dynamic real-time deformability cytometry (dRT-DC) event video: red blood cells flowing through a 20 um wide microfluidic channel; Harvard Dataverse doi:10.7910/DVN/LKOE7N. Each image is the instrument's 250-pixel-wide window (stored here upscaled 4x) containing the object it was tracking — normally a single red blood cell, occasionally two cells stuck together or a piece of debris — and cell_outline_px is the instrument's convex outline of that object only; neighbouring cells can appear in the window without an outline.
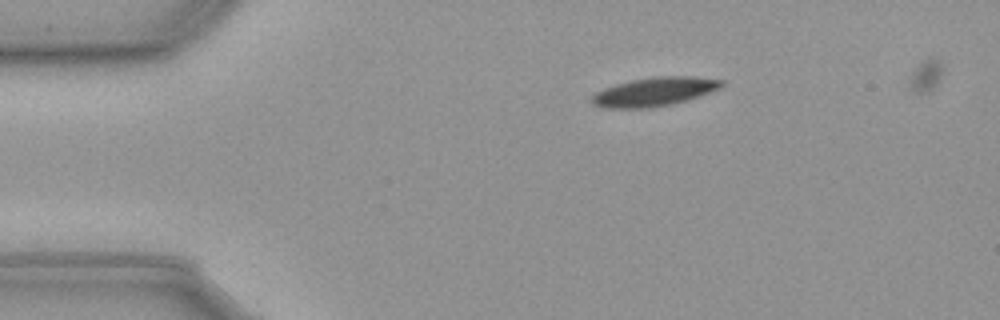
{"species": "common noctule bat (a hibernating species)", "species_latin": "Nyctalus noctula", "temperature_condition": "cold", "stored_images_in_passage": 45, "camera_frame_rate_fps": 3000, "um_per_image_px": 0.085, "animal": {"sex": "male", "body_mass_g": 23.1, "forearm_length_mm": 52.7}, "frame": {"image": 1, "passage_image": 1, "time_ms": 0.0, "image_size_px": [1000, 320], "cell_outline_px": [[724, 84], [720, 88], [688, 100], [672, 104], [648, 108], [604, 108], [592, 104], [588, 100], [596, 92], [604, 88], [616, 84], [632, 80], [652, 76], [696, 76], [724, 80]], "centroid_in_image_um": [55.61, 7.79], "position_along_channel_um": 29.4, "area_um2": 21.96}}
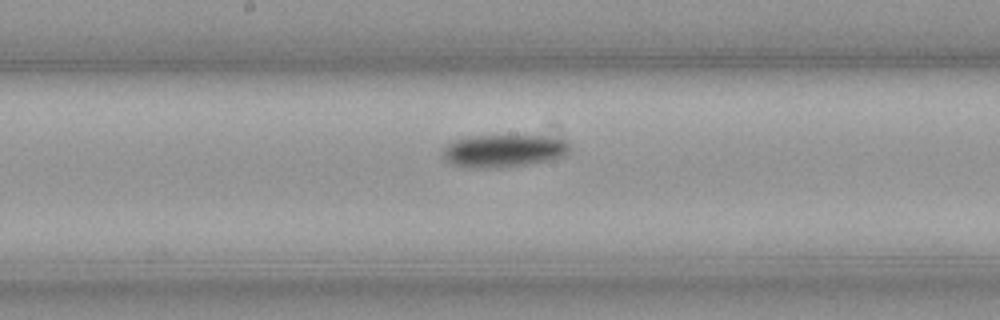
{"frame": {"image": 2, "passage_image": 20, "time_ms": 6.333, "image_size_px": [1000, 320], "cell_outline_px": [[572, 148], [564, 156], [548, 160], [524, 164], [492, 168], [456, 164], [448, 160], [444, 156], [444, 148], [452, 140], [468, 136], [540, 136], [564, 140]], "centroid_in_image_um": [42.85, 12.79], "position_along_channel_um": 205.4, "area_um2": 23.35}}
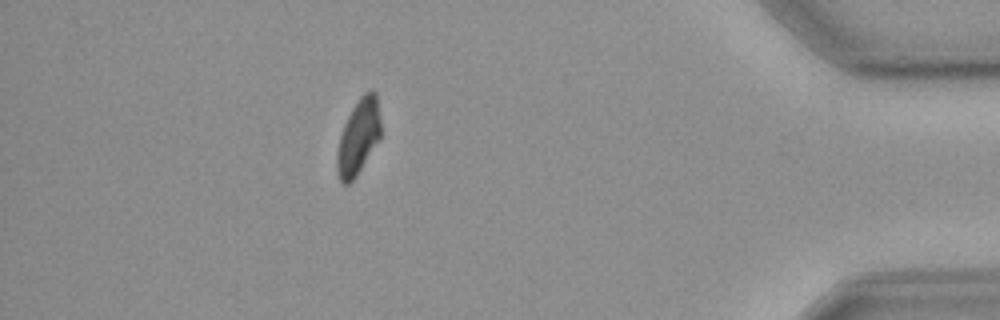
{"frame": {"image": 3, "passage_image": 41, "time_ms": 13.333, "image_size_px": [1000, 320], "cell_outline_px": [[380, 136], [356, 176], [348, 184], [344, 184], [340, 180], [336, 168], [336, 156], [340, 136], [344, 124], [352, 108], [360, 96], [364, 92], [376, 92], [380, 120]], "centroid_in_image_um": [30.44, 11.63], "position_along_channel_um": 404.8, "area_um2": 18.73}}